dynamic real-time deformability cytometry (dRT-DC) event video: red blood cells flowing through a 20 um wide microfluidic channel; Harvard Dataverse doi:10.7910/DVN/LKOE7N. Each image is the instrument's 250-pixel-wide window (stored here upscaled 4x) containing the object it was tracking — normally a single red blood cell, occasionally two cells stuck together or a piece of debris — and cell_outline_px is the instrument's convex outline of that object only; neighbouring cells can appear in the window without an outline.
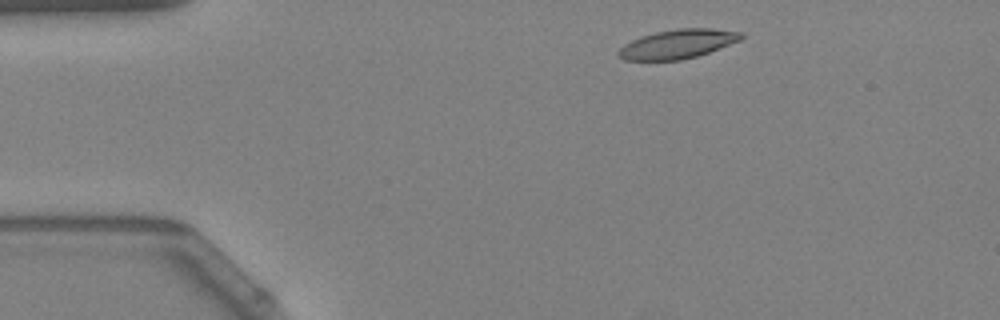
{"species": "Egyptian fruit bat (a non-hibernating species)", "species_latin": "Rousettus aegyptiacus", "temperature_condition": "warm", "stored_images_in_passage": 46, "camera_frame_rate_fps": 3000, "um_per_image_px": 0.085, "animal": {"sex": "female"}, "frame": {"image": 1, "passage_image": 1, "time_ms": 0.0, "image_size_px": [1000, 320], "cell_outline_px": [[744, 36], [740, 40], [708, 52], [696, 56], [680, 60], [624, 60], [616, 56], [616, 52], [624, 44], [640, 36], [656, 32], [680, 28], [712, 28], [744, 32]], "centroid_in_image_um": [57.57, 3.73], "position_along_channel_um": 27.4, "area_um2": 20.81}}
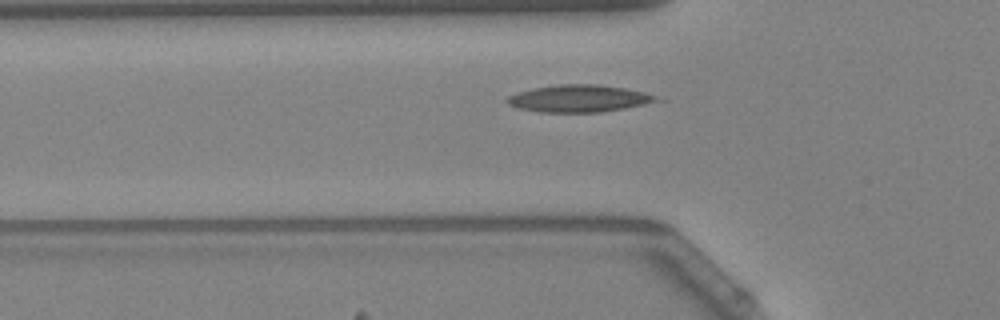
{"frame": {"image": 2, "passage_image": 10, "time_ms": 3.0, "image_size_px": [1000, 320], "cell_outline_px": [[668, 100], [624, 108], [600, 112], [540, 112], [520, 108], [508, 104], [504, 100], [508, 96], [532, 88], [556, 84], [596, 84], [624, 88], [668, 96]], "centroid_in_image_um": [49.37, 8.36], "position_along_channel_um": 76.4, "area_um2": 24.1}}
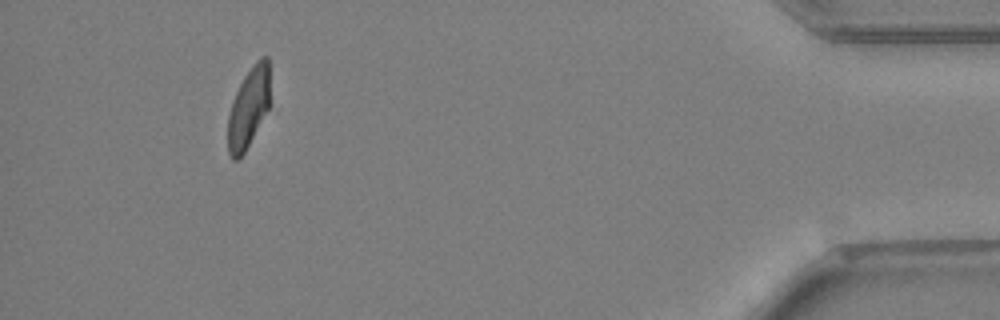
{"frame": {"image": 3, "passage_image": 42, "time_ms": 13.667, "image_size_px": [1000, 320], "cell_outline_px": [[268, 108], [244, 152], [236, 160], [232, 160], [228, 152], [228, 116], [232, 100], [244, 76], [256, 60], [260, 56], [268, 56]], "centroid_in_image_um": [21.09, 9.14], "position_along_channel_um": 414.1, "area_um2": 19.13}, "authors_computed_cell_mechanics": {"area_um2": 21.1548, "velocity_mm_per_s": 3.7691, "shape_relaxation_time_tau1_ms": null, "shape_relaxation_time_tau2_ms": 1.7646, "deformation_change_tau1": null, "deformation_change_tau2": 0.0559}}